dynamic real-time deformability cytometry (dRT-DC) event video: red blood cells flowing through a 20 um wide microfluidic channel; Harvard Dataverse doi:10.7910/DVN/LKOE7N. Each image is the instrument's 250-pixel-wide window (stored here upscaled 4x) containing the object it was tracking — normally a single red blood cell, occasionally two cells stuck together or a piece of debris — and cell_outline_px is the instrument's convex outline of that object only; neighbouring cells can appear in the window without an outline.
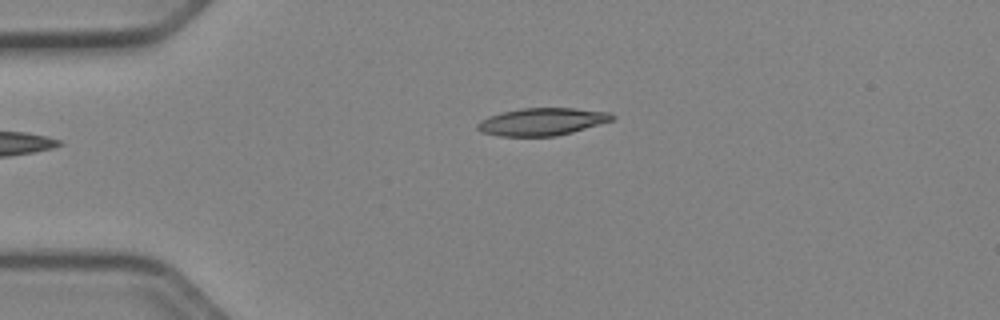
{"species": "Egyptian fruit bat (a non-hibernating species)", "species_latin": "Rousettus aegyptiacus", "temperature_condition": "cold", "stored_images_in_passage": 40, "camera_frame_rate_fps": 3000, "um_per_image_px": 0.085, "animal": {"sex": "female"}, "frame": {"image": 1, "passage_image": 1, "time_ms": 0.0, "image_size_px": [1000, 320], "cell_outline_px": [[616, 116], [612, 120], [572, 132], [556, 136], [500, 136], [480, 132], [476, 128], [476, 124], [480, 120], [488, 116], [500, 112], [520, 108], [576, 108], [612, 112]], "centroid_in_image_um": [46.04, 10.33], "position_along_channel_um": 39.0, "area_um2": 21.73}}
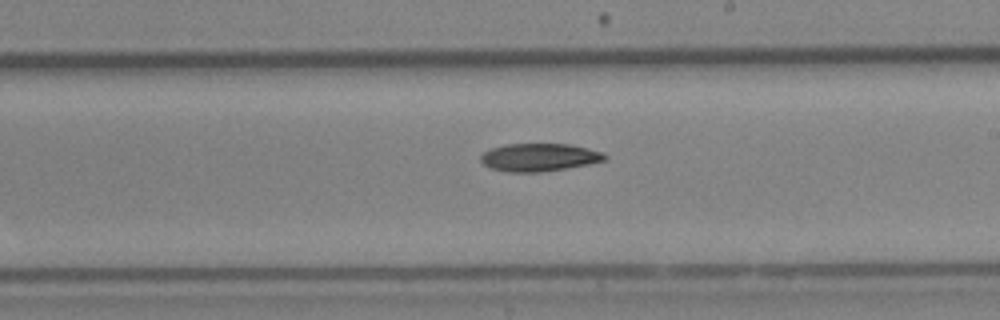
{"frame": {"image": 2, "passage_image": 19, "time_ms": 6.0, "image_size_px": [1000, 320], "cell_outline_px": [[608, 160], [568, 168], [540, 172], [508, 172], [492, 168], [484, 164], [480, 160], [480, 156], [488, 148], [504, 144], [568, 144], [588, 148], [604, 152], [608, 156]], "centroid_in_image_um": [45.85, 13.36], "position_along_channel_um": 243.1, "area_um2": 20.35}}
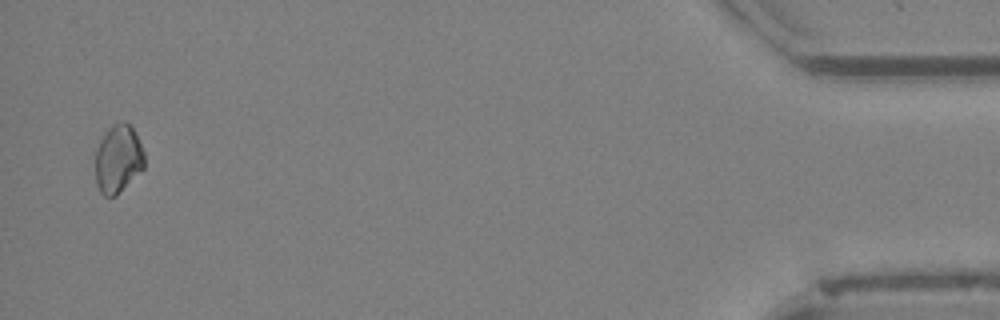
{"frame": {"image": 3, "passage_image": 39, "time_ms": 12.667, "image_size_px": [1000, 320], "cell_outline_px": [[144, 168], [116, 196], [104, 196], [100, 192], [96, 184], [96, 148], [100, 140], [108, 128], [112, 124], [124, 120], [132, 124], [136, 132], [144, 152]], "centroid_in_image_um": [10.05, 13.47], "position_along_channel_um": 425.1, "area_um2": 19.77}, "authors_computed_cell_mechanics": {"area_um2": 20.3456, "velocity_mm_per_s": 3.9725, "shape_relaxation_time_tau1_ms": 8.3038, "shape_relaxation_time_tau2_ms": null, "deformation_change_tau1": 0.1379, "deformation_change_tau2": null}}